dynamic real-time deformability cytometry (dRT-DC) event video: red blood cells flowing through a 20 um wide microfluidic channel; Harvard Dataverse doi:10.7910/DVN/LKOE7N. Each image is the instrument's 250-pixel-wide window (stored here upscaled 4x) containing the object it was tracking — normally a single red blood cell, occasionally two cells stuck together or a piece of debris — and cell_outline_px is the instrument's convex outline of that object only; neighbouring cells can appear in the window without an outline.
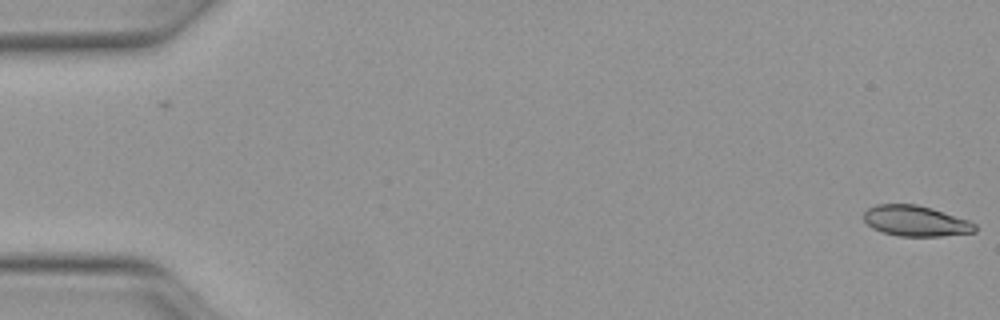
{"species": "Egyptian fruit bat (a non-hibernating species)", "species_latin": "Rousettus aegyptiacus", "temperature_condition": "warm", "stored_images_in_passage": 11, "camera_frame_rate_fps": 3000, "um_per_image_px": 0.085, "animal": {"sex": "female"}, "frame": {"image": 1, "passage_image": 1, "time_ms": 0.0, "image_size_px": [1000, 320], "cell_outline_px": [[976, 232], [940, 236], [900, 236], [880, 232], [872, 228], [864, 220], [864, 212], [868, 208], [876, 204], [916, 204], [932, 208], [968, 220], [976, 224]], "centroid_in_image_um": [77.82, 18.78], "position_along_channel_um": 7.2, "area_um2": 19.88}}